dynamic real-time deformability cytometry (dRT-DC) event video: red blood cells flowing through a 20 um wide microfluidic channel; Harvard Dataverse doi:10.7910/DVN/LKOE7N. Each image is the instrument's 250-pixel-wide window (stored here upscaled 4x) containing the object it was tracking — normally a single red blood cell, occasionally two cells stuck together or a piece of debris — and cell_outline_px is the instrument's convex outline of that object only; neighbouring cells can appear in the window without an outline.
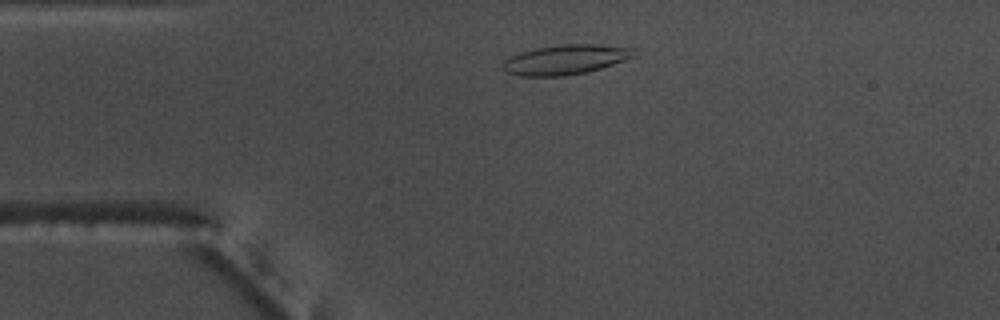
{"species": "common noctule bat (a hibernating species)", "species_latin": "Nyctalus noctula", "temperature_condition": "warm", "stored_images_in_passage": 41, "camera_frame_rate_fps": 3000, "um_per_image_px": 0.085, "animal": {"sex": "male", "body_mass_g": 17.5, "forearm_length_mm": 52.3}, "frame": {"image": 1, "passage_image": 5, "time_ms": 1.333, "image_size_px": [1000, 320], "cell_outline_px": [[636, 56], [588, 72], [564, 76], [520, 76], [504, 72], [504, 60], [508, 56], [520, 52], [536, 48], [564, 44], [596, 44], [632, 48]], "centroid_in_image_um": [48.03, 5.07], "position_along_channel_um": 37.0, "area_um2": 22.66}}
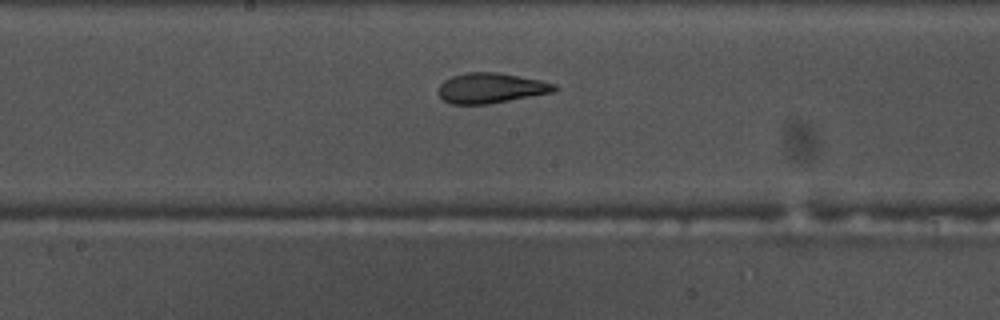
{"frame": {"image": 2, "passage_image": 21, "time_ms": 6.667, "image_size_px": [1000, 320], "cell_outline_px": [[560, 88], [556, 92], [488, 104], [448, 104], [436, 92], [440, 84], [444, 80], [452, 76], [464, 72], [496, 72], [540, 80], [556, 84]], "centroid_in_image_um": [41.73, 7.49], "position_along_channel_um": 206.5, "area_um2": 20.69}}
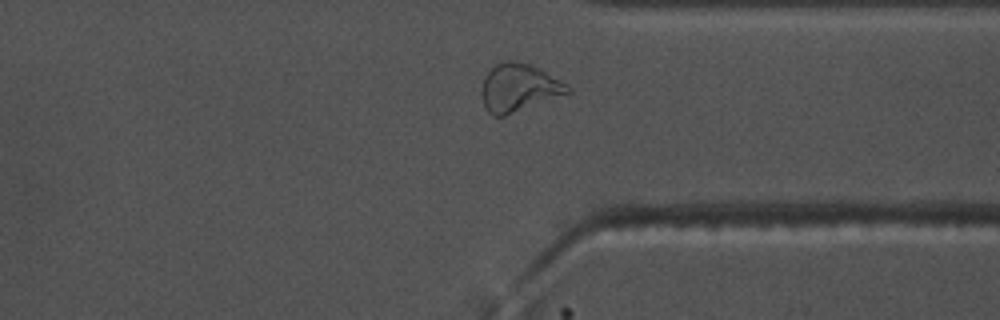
{"frame": {"image": 3, "passage_image": 34, "time_ms": 11.0, "image_size_px": [1000, 320], "cell_outline_px": [[572, 92], [504, 116], [492, 116], [484, 108], [480, 92], [484, 76], [496, 64], [504, 60], [512, 60], [528, 64], [568, 84], [572, 88]], "centroid_in_image_um": [44.06, 7.47], "position_along_channel_um": 367.3, "area_um2": 23.93}, "authors_computed_cell_mechanics": {"area_um2": 20.808, "velocity_mm_per_s": 3.7367, "shape_relaxation_time_tau1_ms": 6.9576, "shape_relaxation_time_tau2_ms": 1.5545, "deformation_change_tau1": 0.227, "deformation_change_tau2": 0.0968}}